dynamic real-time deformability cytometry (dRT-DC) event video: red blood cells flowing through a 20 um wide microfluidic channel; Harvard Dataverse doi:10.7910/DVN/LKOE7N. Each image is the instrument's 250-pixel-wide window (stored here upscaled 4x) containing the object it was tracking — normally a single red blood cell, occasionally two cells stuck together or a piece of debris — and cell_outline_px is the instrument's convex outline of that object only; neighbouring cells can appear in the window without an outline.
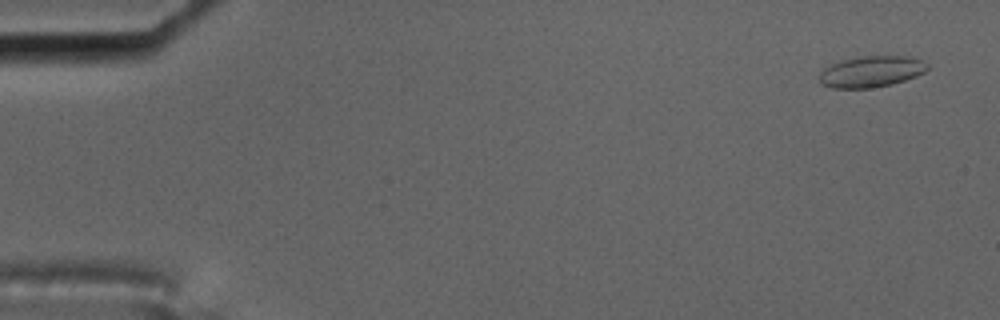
{"species": "common noctule bat (a hibernating species)", "species_latin": "Nyctalus noctula", "temperature_condition": "cold", "stored_images_in_passage": 13, "camera_frame_rate_fps": 3000, "um_per_image_px": 0.085, "animal": {"sex": "male", "body_mass_g": 17.5, "forearm_length_mm": 52.3}, "frame": {"image": 1, "passage_image": 3, "time_ms": 0.667, "image_size_px": [1000, 320], "cell_outline_px": [[928, 68], [924, 72], [916, 76], [892, 84], [868, 88], [832, 88], [820, 84], [820, 72], [824, 68], [832, 64], [844, 60], [860, 56], [912, 56], [928, 64]], "centroid_in_image_um": [74.06, 6.08], "position_along_channel_um": 10.9, "area_um2": 19.54}}